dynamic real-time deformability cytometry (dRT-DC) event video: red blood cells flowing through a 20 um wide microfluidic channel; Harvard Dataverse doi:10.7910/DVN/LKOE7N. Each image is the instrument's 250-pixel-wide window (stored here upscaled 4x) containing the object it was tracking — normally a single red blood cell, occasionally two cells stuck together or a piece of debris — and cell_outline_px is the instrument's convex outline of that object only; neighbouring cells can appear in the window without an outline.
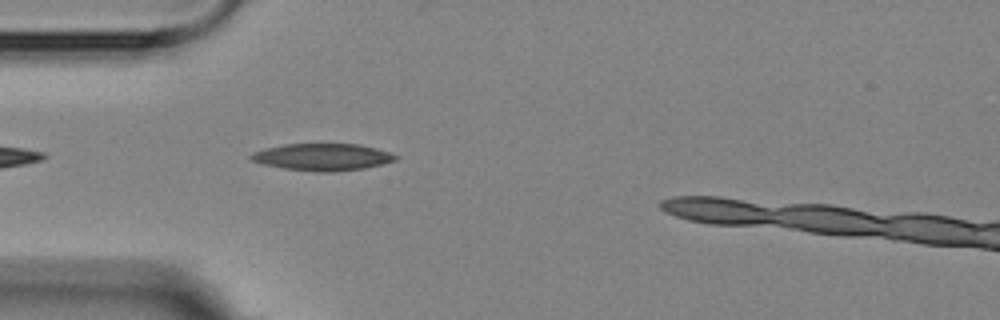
{"species": "Egyptian fruit bat (a non-hibernating species)", "species_latin": "Rousettus aegyptiacus", "temperature_condition": "room temperature", "stored_images_in_passage": 4, "camera_frame_rate_fps": 3000, "um_per_image_px": 0.085, "animal": {"sex": "female"}, "frame": {"image": 1, "passage_image": 4, "time_ms": 3.333, "image_size_px": [1000, 320], "cell_outline_px": [[400, 156], [396, 160], [364, 168], [336, 172], [316, 172], [284, 168], [264, 164], [252, 160], [248, 156], [252, 152], [264, 148], [284, 144], [360, 144], [376, 148]], "centroid_in_image_um": [27.4, 13.34], "position_along_channel_um": 57.6, "area_um2": 22.77}}